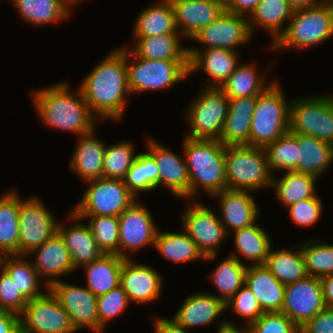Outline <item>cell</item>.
I'll return each instance as SVG.
<instances>
[{
	"instance_id": "6da1fadb",
	"label": "cell",
	"mask_w": 333,
	"mask_h": 333,
	"mask_svg": "<svg viewBox=\"0 0 333 333\" xmlns=\"http://www.w3.org/2000/svg\"><path fill=\"white\" fill-rule=\"evenodd\" d=\"M78 88L97 119L123 118L127 94H131L128 87L126 48H116L104 57Z\"/></svg>"
},
{
	"instance_id": "7a4b0ae2",
	"label": "cell",
	"mask_w": 333,
	"mask_h": 333,
	"mask_svg": "<svg viewBox=\"0 0 333 333\" xmlns=\"http://www.w3.org/2000/svg\"><path fill=\"white\" fill-rule=\"evenodd\" d=\"M69 87L65 81L33 91L31 96L36 112L40 120L51 128L78 136L89 134L95 130L97 118L90 111L80 88L74 95Z\"/></svg>"
},
{
	"instance_id": "3957f363",
	"label": "cell",
	"mask_w": 333,
	"mask_h": 333,
	"mask_svg": "<svg viewBox=\"0 0 333 333\" xmlns=\"http://www.w3.org/2000/svg\"><path fill=\"white\" fill-rule=\"evenodd\" d=\"M183 151L190 177V198L200 187L213 195L227 189L225 146L219 140L184 138Z\"/></svg>"
},
{
	"instance_id": "277c9868",
	"label": "cell",
	"mask_w": 333,
	"mask_h": 333,
	"mask_svg": "<svg viewBox=\"0 0 333 333\" xmlns=\"http://www.w3.org/2000/svg\"><path fill=\"white\" fill-rule=\"evenodd\" d=\"M285 31L270 44V50L316 46L333 35V0L316 6L296 9Z\"/></svg>"
},
{
	"instance_id": "5b68a950",
	"label": "cell",
	"mask_w": 333,
	"mask_h": 333,
	"mask_svg": "<svg viewBox=\"0 0 333 333\" xmlns=\"http://www.w3.org/2000/svg\"><path fill=\"white\" fill-rule=\"evenodd\" d=\"M275 81H271V85L257 96L251 119L249 146L265 148L289 131L291 101H286L283 89Z\"/></svg>"
},
{
	"instance_id": "8992f818",
	"label": "cell",
	"mask_w": 333,
	"mask_h": 333,
	"mask_svg": "<svg viewBox=\"0 0 333 333\" xmlns=\"http://www.w3.org/2000/svg\"><path fill=\"white\" fill-rule=\"evenodd\" d=\"M225 171L227 189L256 191L272 187L273 174L264 148L225 146Z\"/></svg>"
},
{
	"instance_id": "52a82bcc",
	"label": "cell",
	"mask_w": 333,
	"mask_h": 333,
	"mask_svg": "<svg viewBox=\"0 0 333 333\" xmlns=\"http://www.w3.org/2000/svg\"><path fill=\"white\" fill-rule=\"evenodd\" d=\"M132 61H129L130 57ZM135 59V61H134ZM128 87L132 93L164 90L189 76L188 60H149L126 48Z\"/></svg>"
},
{
	"instance_id": "ba28073f",
	"label": "cell",
	"mask_w": 333,
	"mask_h": 333,
	"mask_svg": "<svg viewBox=\"0 0 333 333\" xmlns=\"http://www.w3.org/2000/svg\"><path fill=\"white\" fill-rule=\"evenodd\" d=\"M185 114L189 125L186 137L219 140L229 111V97L220 88H204Z\"/></svg>"
},
{
	"instance_id": "9c48e42d",
	"label": "cell",
	"mask_w": 333,
	"mask_h": 333,
	"mask_svg": "<svg viewBox=\"0 0 333 333\" xmlns=\"http://www.w3.org/2000/svg\"><path fill=\"white\" fill-rule=\"evenodd\" d=\"M86 191L71 210L76 216H119L137 199L120 179L88 181Z\"/></svg>"
},
{
	"instance_id": "30bf717a",
	"label": "cell",
	"mask_w": 333,
	"mask_h": 333,
	"mask_svg": "<svg viewBox=\"0 0 333 333\" xmlns=\"http://www.w3.org/2000/svg\"><path fill=\"white\" fill-rule=\"evenodd\" d=\"M289 131L313 136L333 145V96L292 100Z\"/></svg>"
},
{
	"instance_id": "8fae6325",
	"label": "cell",
	"mask_w": 333,
	"mask_h": 333,
	"mask_svg": "<svg viewBox=\"0 0 333 333\" xmlns=\"http://www.w3.org/2000/svg\"><path fill=\"white\" fill-rule=\"evenodd\" d=\"M21 333H74L69 314L50 289L29 300L20 315Z\"/></svg>"
},
{
	"instance_id": "7c38bea8",
	"label": "cell",
	"mask_w": 333,
	"mask_h": 333,
	"mask_svg": "<svg viewBox=\"0 0 333 333\" xmlns=\"http://www.w3.org/2000/svg\"><path fill=\"white\" fill-rule=\"evenodd\" d=\"M59 222L39 197L20 202L19 255H28L58 232Z\"/></svg>"
},
{
	"instance_id": "4fadbf2b",
	"label": "cell",
	"mask_w": 333,
	"mask_h": 333,
	"mask_svg": "<svg viewBox=\"0 0 333 333\" xmlns=\"http://www.w3.org/2000/svg\"><path fill=\"white\" fill-rule=\"evenodd\" d=\"M192 204L182 215L183 230L197 244L206 260H214L218 256L219 245L229 234L215 211L200 202Z\"/></svg>"
},
{
	"instance_id": "5bb4252c",
	"label": "cell",
	"mask_w": 333,
	"mask_h": 333,
	"mask_svg": "<svg viewBox=\"0 0 333 333\" xmlns=\"http://www.w3.org/2000/svg\"><path fill=\"white\" fill-rule=\"evenodd\" d=\"M325 308L320 278L307 276L285 285L281 312L287 315L299 329Z\"/></svg>"
},
{
	"instance_id": "9a60e30c",
	"label": "cell",
	"mask_w": 333,
	"mask_h": 333,
	"mask_svg": "<svg viewBox=\"0 0 333 333\" xmlns=\"http://www.w3.org/2000/svg\"><path fill=\"white\" fill-rule=\"evenodd\" d=\"M118 219L120 257L127 259L130 258L128 252L134 253L148 245L154 247L158 228L150 211L138 199L126 208Z\"/></svg>"
},
{
	"instance_id": "2e32d148",
	"label": "cell",
	"mask_w": 333,
	"mask_h": 333,
	"mask_svg": "<svg viewBox=\"0 0 333 333\" xmlns=\"http://www.w3.org/2000/svg\"><path fill=\"white\" fill-rule=\"evenodd\" d=\"M49 289L67 311L76 331L89 328L99 333L98 297L86 287L57 281Z\"/></svg>"
},
{
	"instance_id": "e0dca14e",
	"label": "cell",
	"mask_w": 333,
	"mask_h": 333,
	"mask_svg": "<svg viewBox=\"0 0 333 333\" xmlns=\"http://www.w3.org/2000/svg\"><path fill=\"white\" fill-rule=\"evenodd\" d=\"M246 17V18H245ZM247 16L224 11L216 20L197 32L192 40L205 48H223L236 51L252 39Z\"/></svg>"
},
{
	"instance_id": "ac0fdd59",
	"label": "cell",
	"mask_w": 333,
	"mask_h": 333,
	"mask_svg": "<svg viewBox=\"0 0 333 333\" xmlns=\"http://www.w3.org/2000/svg\"><path fill=\"white\" fill-rule=\"evenodd\" d=\"M147 148V152L157 163L160 186L167 187L177 198L189 200L190 177L185 159L153 138H148Z\"/></svg>"
},
{
	"instance_id": "d6986e66",
	"label": "cell",
	"mask_w": 333,
	"mask_h": 333,
	"mask_svg": "<svg viewBox=\"0 0 333 333\" xmlns=\"http://www.w3.org/2000/svg\"><path fill=\"white\" fill-rule=\"evenodd\" d=\"M202 50V51H201ZM237 51L223 48H188L189 76L202 69L211 80L207 88H220L239 65ZM196 70V71H195Z\"/></svg>"
},
{
	"instance_id": "ffe728a7",
	"label": "cell",
	"mask_w": 333,
	"mask_h": 333,
	"mask_svg": "<svg viewBox=\"0 0 333 333\" xmlns=\"http://www.w3.org/2000/svg\"><path fill=\"white\" fill-rule=\"evenodd\" d=\"M177 30L189 40L202 28L216 20L224 11L220 0H170Z\"/></svg>"
},
{
	"instance_id": "44dd1931",
	"label": "cell",
	"mask_w": 333,
	"mask_h": 333,
	"mask_svg": "<svg viewBox=\"0 0 333 333\" xmlns=\"http://www.w3.org/2000/svg\"><path fill=\"white\" fill-rule=\"evenodd\" d=\"M162 276L152 267L124 259L120 285L130 302L147 304L158 299L162 290Z\"/></svg>"
},
{
	"instance_id": "7402d4cb",
	"label": "cell",
	"mask_w": 333,
	"mask_h": 333,
	"mask_svg": "<svg viewBox=\"0 0 333 333\" xmlns=\"http://www.w3.org/2000/svg\"><path fill=\"white\" fill-rule=\"evenodd\" d=\"M250 192L225 189L213 195L220 198L221 215L219 219L229 235L232 234V231L248 227L259 219L260 209Z\"/></svg>"
},
{
	"instance_id": "603a6c76",
	"label": "cell",
	"mask_w": 333,
	"mask_h": 333,
	"mask_svg": "<svg viewBox=\"0 0 333 333\" xmlns=\"http://www.w3.org/2000/svg\"><path fill=\"white\" fill-rule=\"evenodd\" d=\"M34 252L36 259L32 263L39 277L43 279L46 277L44 283L46 289L58 281V276L69 275L76 270L65 242L58 232L28 255H34L32 254Z\"/></svg>"
},
{
	"instance_id": "cb8c5ba5",
	"label": "cell",
	"mask_w": 333,
	"mask_h": 333,
	"mask_svg": "<svg viewBox=\"0 0 333 333\" xmlns=\"http://www.w3.org/2000/svg\"><path fill=\"white\" fill-rule=\"evenodd\" d=\"M67 219L73 220L74 224L67 228L59 222L58 233L65 242L74 268L78 269L100 258L104 252L95 242L94 234L88 224L79 221L81 219L72 211Z\"/></svg>"
},
{
	"instance_id": "d4e9b609",
	"label": "cell",
	"mask_w": 333,
	"mask_h": 333,
	"mask_svg": "<svg viewBox=\"0 0 333 333\" xmlns=\"http://www.w3.org/2000/svg\"><path fill=\"white\" fill-rule=\"evenodd\" d=\"M211 293H192L172 318L178 325L189 328L207 326L226 311L225 303ZM223 312V313H222Z\"/></svg>"
},
{
	"instance_id": "484cf974",
	"label": "cell",
	"mask_w": 333,
	"mask_h": 333,
	"mask_svg": "<svg viewBox=\"0 0 333 333\" xmlns=\"http://www.w3.org/2000/svg\"><path fill=\"white\" fill-rule=\"evenodd\" d=\"M257 96L229 98L226 116L219 141L224 146L249 145V134Z\"/></svg>"
},
{
	"instance_id": "4316f807",
	"label": "cell",
	"mask_w": 333,
	"mask_h": 333,
	"mask_svg": "<svg viewBox=\"0 0 333 333\" xmlns=\"http://www.w3.org/2000/svg\"><path fill=\"white\" fill-rule=\"evenodd\" d=\"M245 284L255 295L264 312H281L284 304L285 285L265 266H247Z\"/></svg>"
},
{
	"instance_id": "83f0119b",
	"label": "cell",
	"mask_w": 333,
	"mask_h": 333,
	"mask_svg": "<svg viewBox=\"0 0 333 333\" xmlns=\"http://www.w3.org/2000/svg\"><path fill=\"white\" fill-rule=\"evenodd\" d=\"M95 130L78 138L70 168L85 182L102 178L106 144L94 136Z\"/></svg>"
},
{
	"instance_id": "f1b7e54d",
	"label": "cell",
	"mask_w": 333,
	"mask_h": 333,
	"mask_svg": "<svg viewBox=\"0 0 333 333\" xmlns=\"http://www.w3.org/2000/svg\"><path fill=\"white\" fill-rule=\"evenodd\" d=\"M124 259L117 254H103L91 263L83 265L86 270V288L97 297L117 288L120 285Z\"/></svg>"
},
{
	"instance_id": "f546056e",
	"label": "cell",
	"mask_w": 333,
	"mask_h": 333,
	"mask_svg": "<svg viewBox=\"0 0 333 333\" xmlns=\"http://www.w3.org/2000/svg\"><path fill=\"white\" fill-rule=\"evenodd\" d=\"M137 41L131 52L149 60H188V48L182 46L180 33L152 37H134Z\"/></svg>"
},
{
	"instance_id": "4dcf8cb0",
	"label": "cell",
	"mask_w": 333,
	"mask_h": 333,
	"mask_svg": "<svg viewBox=\"0 0 333 333\" xmlns=\"http://www.w3.org/2000/svg\"><path fill=\"white\" fill-rule=\"evenodd\" d=\"M297 172L319 177L333 163V145L313 136L298 134Z\"/></svg>"
},
{
	"instance_id": "1f68e13d",
	"label": "cell",
	"mask_w": 333,
	"mask_h": 333,
	"mask_svg": "<svg viewBox=\"0 0 333 333\" xmlns=\"http://www.w3.org/2000/svg\"><path fill=\"white\" fill-rule=\"evenodd\" d=\"M134 37H152L160 34L179 33L170 0H162L144 8L135 19Z\"/></svg>"
},
{
	"instance_id": "d6a6232c",
	"label": "cell",
	"mask_w": 333,
	"mask_h": 333,
	"mask_svg": "<svg viewBox=\"0 0 333 333\" xmlns=\"http://www.w3.org/2000/svg\"><path fill=\"white\" fill-rule=\"evenodd\" d=\"M16 191L0 197V256L19 255L20 202Z\"/></svg>"
},
{
	"instance_id": "836d02e7",
	"label": "cell",
	"mask_w": 333,
	"mask_h": 333,
	"mask_svg": "<svg viewBox=\"0 0 333 333\" xmlns=\"http://www.w3.org/2000/svg\"><path fill=\"white\" fill-rule=\"evenodd\" d=\"M234 234V243L236 245L235 253H231L230 256L236 257L240 262L241 259L238 255H242L247 260H251L252 265L265 264L269 255L271 247L270 235L264 231L257 221L242 229H238L232 232Z\"/></svg>"
},
{
	"instance_id": "e575fe53",
	"label": "cell",
	"mask_w": 333,
	"mask_h": 333,
	"mask_svg": "<svg viewBox=\"0 0 333 333\" xmlns=\"http://www.w3.org/2000/svg\"><path fill=\"white\" fill-rule=\"evenodd\" d=\"M293 12L288 0H261L248 17L252 35L255 27H262L273 35L271 42L274 43L285 31L282 26L292 18Z\"/></svg>"
},
{
	"instance_id": "d590c367",
	"label": "cell",
	"mask_w": 333,
	"mask_h": 333,
	"mask_svg": "<svg viewBox=\"0 0 333 333\" xmlns=\"http://www.w3.org/2000/svg\"><path fill=\"white\" fill-rule=\"evenodd\" d=\"M317 180V177L310 174L285 171L280 178L273 176L272 187L282 205L290 207L299 201L315 197Z\"/></svg>"
},
{
	"instance_id": "8d00e7d4",
	"label": "cell",
	"mask_w": 333,
	"mask_h": 333,
	"mask_svg": "<svg viewBox=\"0 0 333 333\" xmlns=\"http://www.w3.org/2000/svg\"><path fill=\"white\" fill-rule=\"evenodd\" d=\"M28 255H3L0 258V267L14 280L17 289L28 299L32 300L43 295L40 291L41 283L33 263L26 260Z\"/></svg>"
},
{
	"instance_id": "74e56055",
	"label": "cell",
	"mask_w": 333,
	"mask_h": 333,
	"mask_svg": "<svg viewBox=\"0 0 333 333\" xmlns=\"http://www.w3.org/2000/svg\"><path fill=\"white\" fill-rule=\"evenodd\" d=\"M154 248L166 259L175 263H185L192 260H205L197 244L185 232L156 233Z\"/></svg>"
},
{
	"instance_id": "f35d334b",
	"label": "cell",
	"mask_w": 333,
	"mask_h": 333,
	"mask_svg": "<svg viewBox=\"0 0 333 333\" xmlns=\"http://www.w3.org/2000/svg\"><path fill=\"white\" fill-rule=\"evenodd\" d=\"M21 18L34 26L67 19L71 9L61 0H11Z\"/></svg>"
},
{
	"instance_id": "ab89813d",
	"label": "cell",
	"mask_w": 333,
	"mask_h": 333,
	"mask_svg": "<svg viewBox=\"0 0 333 333\" xmlns=\"http://www.w3.org/2000/svg\"><path fill=\"white\" fill-rule=\"evenodd\" d=\"M265 266L284 285L308 276L301 248L294 252L282 248L277 251L270 249Z\"/></svg>"
},
{
	"instance_id": "60d3db41",
	"label": "cell",
	"mask_w": 333,
	"mask_h": 333,
	"mask_svg": "<svg viewBox=\"0 0 333 333\" xmlns=\"http://www.w3.org/2000/svg\"><path fill=\"white\" fill-rule=\"evenodd\" d=\"M254 64L242 63L236 67L220 87L225 95L229 98L258 96L271 85L265 84L263 74L260 76Z\"/></svg>"
},
{
	"instance_id": "b9f144b4",
	"label": "cell",
	"mask_w": 333,
	"mask_h": 333,
	"mask_svg": "<svg viewBox=\"0 0 333 333\" xmlns=\"http://www.w3.org/2000/svg\"><path fill=\"white\" fill-rule=\"evenodd\" d=\"M223 259L212 271L210 277L217 291L221 294L216 296L226 303L244 284L247 266L236 257L230 256Z\"/></svg>"
},
{
	"instance_id": "7bdbcfd3",
	"label": "cell",
	"mask_w": 333,
	"mask_h": 333,
	"mask_svg": "<svg viewBox=\"0 0 333 333\" xmlns=\"http://www.w3.org/2000/svg\"><path fill=\"white\" fill-rule=\"evenodd\" d=\"M123 181L136 199L139 192L160 187V173L155 159L148 152L139 153Z\"/></svg>"
},
{
	"instance_id": "ee69618b",
	"label": "cell",
	"mask_w": 333,
	"mask_h": 333,
	"mask_svg": "<svg viewBox=\"0 0 333 333\" xmlns=\"http://www.w3.org/2000/svg\"><path fill=\"white\" fill-rule=\"evenodd\" d=\"M271 173L275 170L296 171L298 163L297 133L286 132L265 148Z\"/></svg>"
},
{
	"instance_id": "f6af8a7d",
	"label": "cell",
	"mask_w": 333,
	"mask_h": 333,
	"mask_svg": "<svg viewBox=\"0 0 333 333\" xmlns=\"http://www.w3.org/2000/svg\"><path fill=\"white\" fill-rule=\"evenodd\" d=\"M134 150V144L130 141L107 145L103 159L102 178L123 180L138 156V153L134 154Z\"/></svg>"
},
{
	"instance_id": "bcb514c9",
	"label": "cell",
	"mask_w": 333,
	"mask_h": 333,
	"mask_svg": "<svg viewBox=\"0 0 333 333\" xmlns=\"http://www.w3.org/2000/svg\"><path fill=\"white\" fill-rule=\"evenodd\" d=\"M298 245V248L301 246L308 276L322 278L333 274V244L315 239Z\"/></svg>"
},
{
	"instance_id": "7dc6e473",
	"label": "cell",
	"mask_w": 333,
	"mask_h": 333,
	"mask_svg": "<svg viewBox=\"0 0 333 333\" xmlns=\"http://www.w3.org/2000/svg\"><path fill=\"white\" fill-rule=\"evenodd\" d=\"M90 218L88 226L94 234V239L104 254L119 256V219L118 216H78Z\"/></svg>"
},
{
	"instance_id": "c3c4849f",
	"label": "cell",
	"mask_w": 333,
	"mask_h": 333,
	"mask_svg": "<svg viewBox=\"0 0 333 333\" xmlns=\"http://www.w3.org/2000/svg\"><path fill=\"white\" fill-rule=\"evenodd\" d=\"M131 304L128 295L123 287L110 290L108 293L98 296L97 313L99 319V333L104 332V328L111 319L116 318L128 305Z\"/></svg>"
},
{
	"instance_id": "681fc988",
	"label": "cell",
	"mask_w": 333,
	"mask_h": 333,
	"mask_svg": "<svg viewBox=\"0 0 333 333\" xmlns=\"http://www.w3.org/2000/svg\"><path fill=\"white\" fill-rule=\"evenodd\" d=\"M225 307L226 309L233 308L235 313L244 317L247 321L245 327L255 322L264 313L255 295L246 284L225 303Z\"/></svg>"
},
{
	"instance_id": "f907efd6",
	"label": "cell",
	"mask_w": 333,
	"mask_h": 333,
	"mask_svg": "<svg viewBox=\"0 0 333 333\" xmlns=\"http://www.w3.org/2000/svg\"><path fill=\"white\" fill-rule=\"evenodd\" d=\"M246 328L248 333H300L294 322L282 312H264Z\"/></svg>"
},
{
	"instance_id": "816d5d0a",
	"label": "cell",
	"mask_w": 333,
	"mask_h": 333,
	"mask_svg": "<svg viewBox=\"0 0 333 333\" xmlns=\"http://www.w3.org/2000/svg\"><path fill=\"white\" fill-rule=\"evenodd\" d=\"M28 299L17 289L14 280L0 267V310L23 313Z\"/></svg>"
},
{
	"instance_id": "f5cc1de1",
	"label": "cell",
	"mask_w": 333,
	"mask_h": 333,
	"mask_svg": "<svg viewBox=\"0 0 333 333\" xmlns=\"http://www.w3.org/2000/svg\"><path fill=\"white\" fill-rule=\"evenodd\" d=\"M323 201L318 196L305 199L288 207L290 219L298 226H311L321 217Z\"/></svg>"
},
{
	"instance_id": "db71d44e",
	"label": "cell",
	"mask_w": 333,
	"mask_h": 333,
	"mask_svg": "<svg viewBox=\"0 0 333 333\" xmlns=\"http://www.w3.org/2000/svg\"><path fill=\"white\" fill-rule=\"evenodd\" d=\"M300 333H333V308L326 307L299 329Z\"/></svg>"
},
{
	"instance_id": "11a10c76",
	"label": "cell",
	"mask_w": 333,
	"mask_h": 333,
	"mask_svg": "<svg viewBox=\"0 0 333 333\" xmlns=\"http://www.w3.org/2000/svg\"><path fill=\"white\" fill-rule=\"evenodd\" d=\"M260 2L261 0H228L225 4V11L250 16Z\"/></svg>"
},
{
	"instance_id": "9f6ffc18",
	"label": "cell",
	"mask_w": 333,
	"mask_h": 333,
	"mask_svg": "<svg viewBox=\"0 0 333 333\" xmlns=\"http://www.w3.org/2000/svg\"><path fill=\"white\" fill-rule=\"evenodd\" d=\"M0 333H21L20 316L0 310Z\"/></svg>"
},
{
	"instance_id": "6f0895ef",
	"label": "cell",
	"mask_w": 333,
	"mask_h": 333,
	"mask_svg": "<svg viewBox=\"0 0 333 333\" xmlns=\"http://www.w3.org/2000/svg\"><path fill=\"white\" fill-rule=\"evenodd\" d=\"M155 333H189L183 326L178 325L173 319L154 317Z\"/></svg>"
},
{
	"instance_id": "680465c9",
	"label": "cell",
	"mask_w": 333,
	"mask_h": 333,
	"mask_svg": "<svg viewBox=\"0 0 333 333\" xmlns=\"http://www.w3.org/2000/svg\"><path fill=\"white\" fill-rule=\"evenodd\" d=\"M325 306L333 308V274L320 278Z\"/></svg>"
},
{
	"instance_id": "91938a15",
	"label": "cell",
	"mask_w": 333,
	"mask_h": 333,
	"mask_svg": "<svg viewBox=\"0 0 333 333\" xmlns=\"http://www.w3.org/2000/svg\"><path fill=\"white\" fill-rule=\"evenodd\" d=\"M218 331L216 333H248V330L247 328H243L242 330L238 329L236 326H235V323L234 322H230V321H223L221 320L220 322H218Z\"/></svg>"
},
{
	"instance_id": "94428289",
	"label": "cell",
	"mask_w": 333,
	"mask_h": 333,
	"mask_svg": "<svg viewBox=\"0 0 333 333\" xmlns=\"http://www.w3.org/2000/svg\"><path fill=\"white\" fill-rule=\"evenodd\" d=\"M290 6L296 10V9H304L309 8L312 6L319 5L321 3H324L328 0H288Z\"/></svg>"
},
{
	"instance_id": "6125c7cd",
	"label": "cell",
	"mask_w": 333,
	"mask_h": 333,
	"mask_svg": "<svg viewBox=\"0 0 333 333\" xmlns=\"http://www.w3.org/2000/svg\"><path fill=\"white\" fill-rule=\"evenodd\" d=\"M61 1L71 9L73 5H76V3H79L80 1L82 2L83 0H61Z\"/></svg>"
},
{
	"instance_id": "be15d7a7",
	"label": "cell",
	"mask_w": 333,
	"mask_h": 333,
	"mask_svg": "<svg viewBox=\"0 0 333 333\" xmlns=\"http://www.w3.org/2000/svg\"><path fill=\"white\" fill-rule=\"evenodd\" d=\"M220 1L226 4L228 0H220Z\"/></svg>"
}]
</instances>
